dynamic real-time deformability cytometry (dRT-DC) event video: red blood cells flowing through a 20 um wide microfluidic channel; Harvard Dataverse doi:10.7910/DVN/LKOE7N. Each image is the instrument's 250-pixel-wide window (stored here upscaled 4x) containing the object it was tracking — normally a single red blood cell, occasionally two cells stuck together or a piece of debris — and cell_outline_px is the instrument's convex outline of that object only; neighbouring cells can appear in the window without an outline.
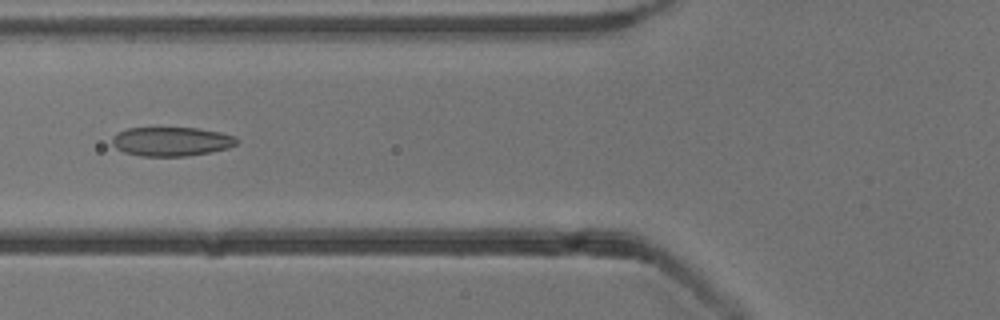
{"species": "common noctule bat (a hibernating species)", "species_latin": "Nyctalus noctula", "temperature_condition": "cold", "stored_images_in_passage": 5, "camera_frame_rate_fps": 3000, "um_per_image_px": 0.085, "animal": {"sex": "male", "body_mass_g": 13.3}, "frame": {"image": 1, "passage_image": 5, "time_ms": 4.667, "image_size_px": [1000, 320], "cell_outline_px": [[240, 140], [236, 144], [228, 148], [212, 152], [184, 156], [140, 156], [124, 152], [116, 148], [112, 144], [112, 136], [128, 128], [196, 128], [220, 132], [236, 136]], "centroid_in_image_um": [14.59, 12.03], "position_along_channel_um": 111.2, "area_um2": 21.15}}